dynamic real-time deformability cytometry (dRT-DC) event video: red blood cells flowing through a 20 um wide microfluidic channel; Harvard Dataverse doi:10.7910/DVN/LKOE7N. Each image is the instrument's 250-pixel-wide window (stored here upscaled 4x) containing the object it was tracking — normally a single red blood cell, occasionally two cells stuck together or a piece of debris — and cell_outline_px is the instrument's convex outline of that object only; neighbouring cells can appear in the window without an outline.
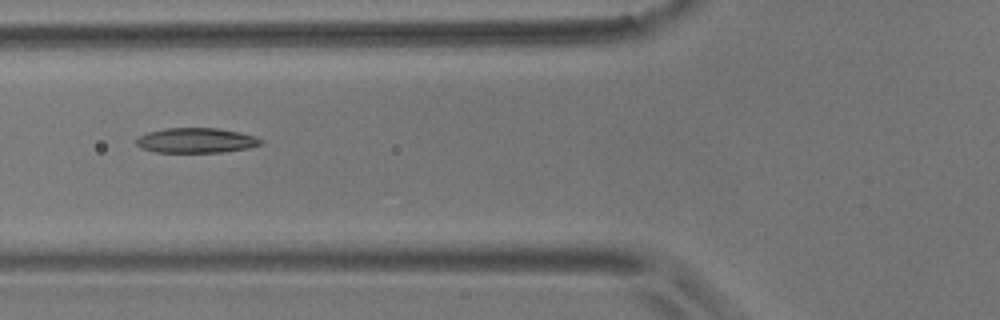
{"species": "common noctule bat (a hibernating species)", "species_latin": "Nyctalus noctula", "temperature_condition": "room temperature", "stored_images_in_passage": 6, "camera_frame_rate_fps": 3000, "um_per_image_px": 0.085, "animal": {"sex": "male", "body_mass_g": 17.9}, "frame": {"image": 1, "passage_image": 3, "time_ms": 0.667, "image_size_px": [1000, 320], "cell_outline_px": [[264, 140], [260, 144], [248, 148], [224, 152], [156, 152], [140, 148], [136, 144], [136, 140], [140, 136], [148, 132], [164, 128], [216, 128], [240, 132], [256, 136]], "centroid_in_image_um": [16.68, 11.93], "position_along_channel_um": 109.1, "area_um2": 18.15}}
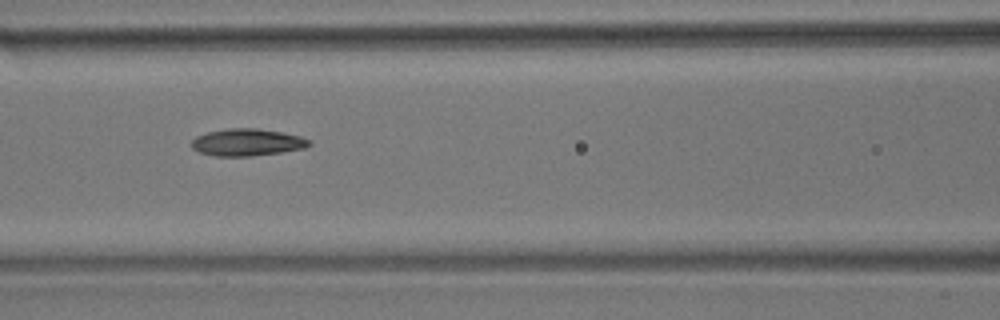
{"frame": {"image": 2, "passage_image": 4, "time_ms": 1.0, "image_size_px": [1000, 320], "cell_outline_px": [[312, 144], [304, 148], [280, 152], [252, 156], [216, 156], [200, 152], [192, 148], [192, 140], [196, 136], [208, 132], [228, 128], [256, 128], [280, 132], [300, 136], [312, 140]], "centroid_in_image_um": [21.02, 12.09], "position_along_channel_um": 145.6, "area_um2": 18.5}}
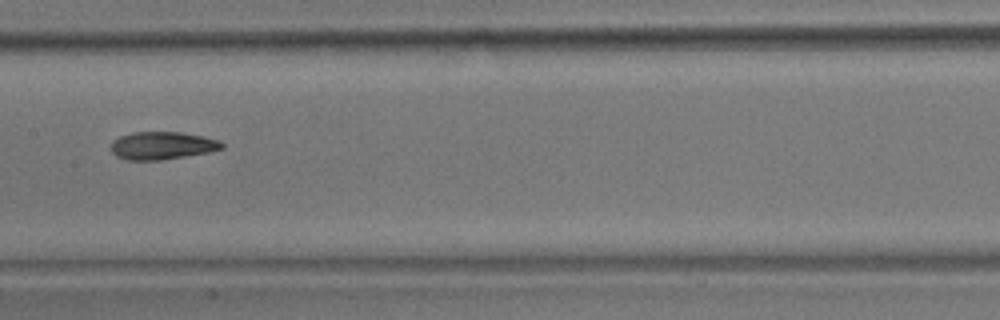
{"frame": {"image": 3, "passage_image": 5, "time_ms": 1.333, "image_size_px": [1000, 320], "cell_outline_px": [[224, 148], [208, 152], [160, 160], [128, 160], [116, 156], [112, 152], [112, 140], [120, 136], [132, 132], [180, 132], [204, 136], [220, 140], [224, 144]], "centroid_in_image_um": [13.79, 12.36], "position_along_channel_um": 193.6, "area_um2": 17.92}}